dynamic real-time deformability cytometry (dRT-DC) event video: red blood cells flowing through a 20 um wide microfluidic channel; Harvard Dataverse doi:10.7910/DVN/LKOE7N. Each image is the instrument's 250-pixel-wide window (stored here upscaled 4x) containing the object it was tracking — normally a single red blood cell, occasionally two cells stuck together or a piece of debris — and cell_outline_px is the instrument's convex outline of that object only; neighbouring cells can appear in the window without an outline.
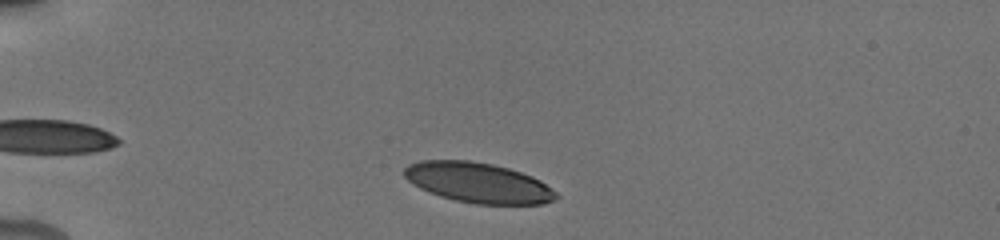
{"species": "human", "species_latin": "Homo sapiens", "temperature_condition": "cold", "stored_images_in_passage": 28, "camera_frame_rate_fps": 3000, "um_per_image_px": 0.085, "donor": {"sex": "male"}, "frame": {"image": 1, "passage_image": 5, "time_ms": 1.0, "image_size_px": [1000, 240], "cell_outline_px": [[560, 196], [544, 204], [476, 204], [456, 200], [440, 196], [420, 188], [412, 184], [404, 176], [404, 168], [408, 164], [420, 160], [468, 160], [492, 164], [508, 168], [532, 176], [540, 180], [556, 192]], "centroid_in_image_um": [40.63, 15.52], "position_along_channel_um": 44.4, "area_um2": 35.49}}
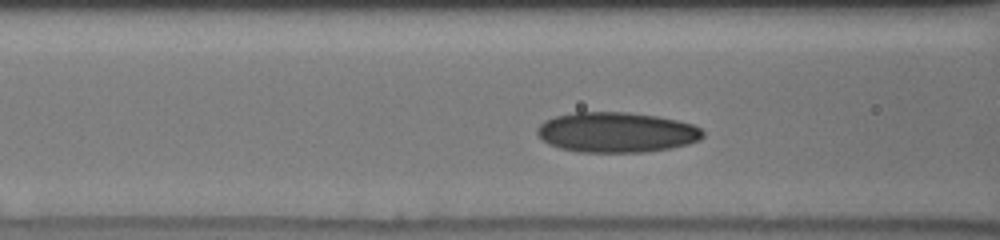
{"frame": {"image": 2, "passage_image": 17, "time_ms": 4.0, "image_size_px": [1000, 240], "cell_outline_px": [[704, 136], [700, 140], [688, 144], [672, 148], [644, 152], [576, 152], [560, 148], [548, 144], [536, 132], [536, 128], [544, 120], [556, 116], [576, 112], [628, 112], [656, 116], [676, 120], [692, 124], [700, 128], [704, 132]], "centroid_in_image_um": [52.4, 11.25], "position_along_channel_um": 114.2, "area_um2": 38.96}}